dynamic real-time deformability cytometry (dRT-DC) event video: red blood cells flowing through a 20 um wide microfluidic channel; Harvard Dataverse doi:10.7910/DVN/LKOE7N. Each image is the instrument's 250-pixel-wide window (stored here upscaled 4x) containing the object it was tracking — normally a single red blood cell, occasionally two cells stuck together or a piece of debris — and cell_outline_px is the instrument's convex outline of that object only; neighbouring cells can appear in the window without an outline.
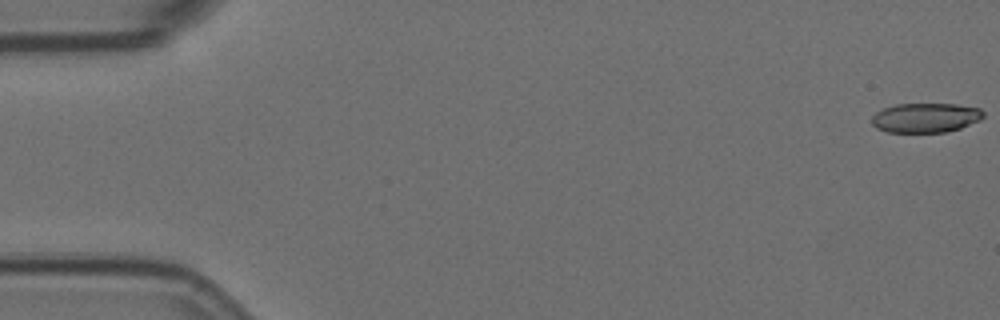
{"species": "Egyptian fruit bat (a non-hibernating species)", "species_latin": "Rousettus aegyptiacus", "temperature_condition": "room temperature", "stored_images_in_passage": 4, "camera_frame_rate_fps": 3000, "um_per_image_px": 0.085, "animal": {"sex": "female"}, "frame": {"image": 1, "passage_image": 1, "time_ms": 0.0, "image_size_px": [1000, 320], "cell_outline_px": [[984, 116], [980, 120], [960, 128], [948, 132], [888, 132], [876, 128], [872, 124], [872, 116], [876, 112], [884, 108], [896, 104], [956, 104], [980, 108], [984, 112]], "centroid_in_image_um": [78.68, 10.01], "position_along_channel_um": 6.3, "area_um2": 19.25}}